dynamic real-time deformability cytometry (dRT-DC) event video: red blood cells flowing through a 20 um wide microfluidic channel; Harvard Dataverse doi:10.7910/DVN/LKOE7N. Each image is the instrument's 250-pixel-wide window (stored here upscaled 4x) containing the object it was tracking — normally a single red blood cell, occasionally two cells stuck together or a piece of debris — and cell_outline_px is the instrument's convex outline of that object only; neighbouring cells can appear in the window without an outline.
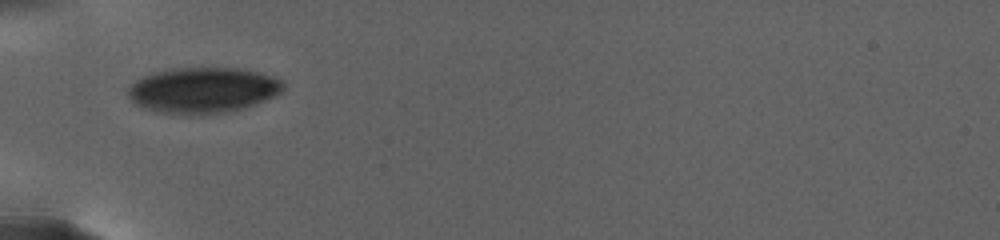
{"species": "human", "species_latin": "Homo sapiens", "temperature_condition": "warm", "stored_images_in_passage": 19, "camera_frame_rate_fps": 3000, "um_per_image_px": 0.085, "donor": {"sex": "female"}, "frame": {"image": 1, "passage_image": 1, "time_ms": 0.0, "image_size_px": [1000, 240], "cell_outline_px": [[284, 88], [276, 96], [240, 108], [224, 112], [156, 112], [144, 108], [136, 104], [128, 96], [128, 88], [136, 80], [152, 72], [172, 68], [240, 68], [260, 72], [272, 76], [280, 80], [284, 84]], "centroid_in_image_um": [17.24, 7.62], "position_along_channel_um": 67.8, "area_um2": 40.46}}
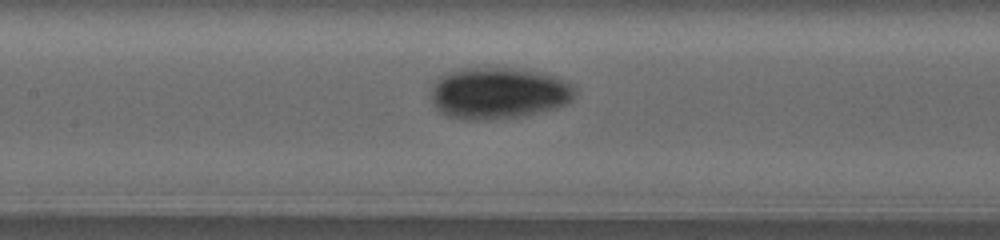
{"frame": {"image": 2, "passage_image": 9, "time_ms": 4.0, "image_size_px": [1000, 240], "cell_outline_px": [[576, 92], [572, 100], [568, 104], [520, 116], [488, 120], [464, 120], [448, 116], [440, 112], [436, 108], [432, 100], [432, 84], [436, 76], [444, 72], [456, 68], [524, 68], [544, 72], [556, 76], [572, 84], [576, 88]], "centroid_in_image_um": [42.35, 7.89], "position_along_channel_um": 165.1, "area_um2": 44.04}}
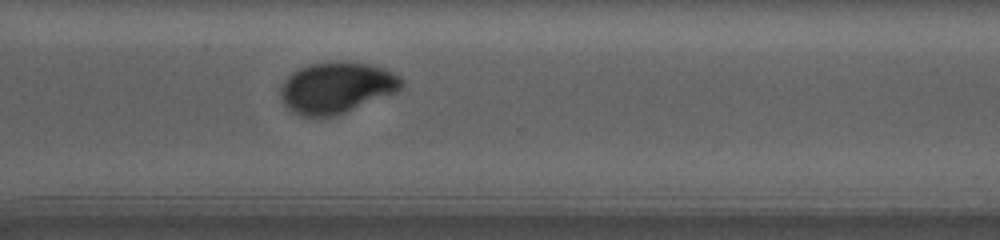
{"frame": {"image": 3, "passage_image": 19, "time_ms": 11.0, "image_size_px": [1000, 240], "cell_outline_px": [[404, 84], [396, 92], [344, 112], [332, 116], [300, 116], [284, 108], [280, 100], [280, 88], [284, 80], [292, 72], [300, 68], [312, 64], [328, 60], [340, 60], [372, 64], [384, 68], [400, 76], [404, 80]], "centroid_in_image_um": [28.57, 7.43], "position_along_channel_um": 342.0, "area_um2": 36.47}}